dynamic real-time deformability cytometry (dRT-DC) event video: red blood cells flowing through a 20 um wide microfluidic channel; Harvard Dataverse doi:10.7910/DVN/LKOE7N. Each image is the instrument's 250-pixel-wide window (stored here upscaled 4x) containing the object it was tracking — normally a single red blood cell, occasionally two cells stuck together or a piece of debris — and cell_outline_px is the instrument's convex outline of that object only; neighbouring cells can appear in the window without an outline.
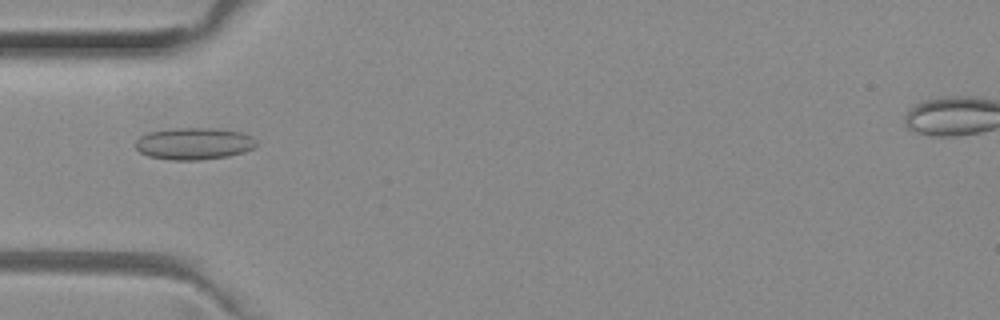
{"species": "common noctule bat (a hibernating species)", "species_latin": "Nyctalus noctula", "temperature_condition": "room temperature", "stored_images_in_passage": 51, "camera_frame_rate_fps": 3000, "um_per_image_px": 0.085, "animal": {"sex": "female", "body_mass_g": 29.2, "forearm_length_mm": 56.3}, "frame": {"image": 1, "passage_image": 16, "time_ms": 5.0, "image_size_px": [1000, 320], "cell_outline_px": [[256, 144], [252, 148], [244, 152], [228, 156], [200, 160], [172, 160], [148, 156], [140, 152], [136, 148], [136, 140], [140, 136], [148, 132], [176, 128], [212, 128], [244, 132], [252, 136], [256, 140]], "centroid_in_image_um": [16.49, 12.2], "position_along_channel_um": 68.5, "area_um2": 22.54}}
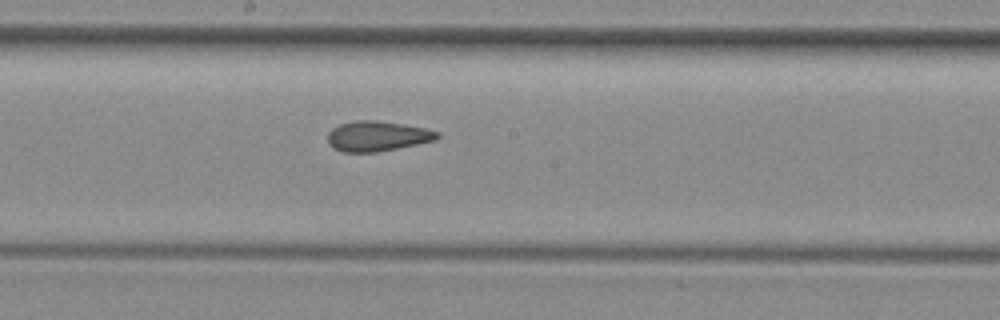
{"frame": {"image": 2, "passage_image": 27, "time_ms": 8.667, "image_size_px": [1000, 320], "cell_outline_px": [[440, 136], [436, 140], [376, 152], [344, 152], [328, 144], [328, 132], [332, 128], [340, 124], [356, 120], [376, 120], [404, 124], [424, 128], [440, 132]], "centroid_in_image_um": [32.07, 11.56], "position_along_channel_um": 216.1, "area_um2": 19.13}}
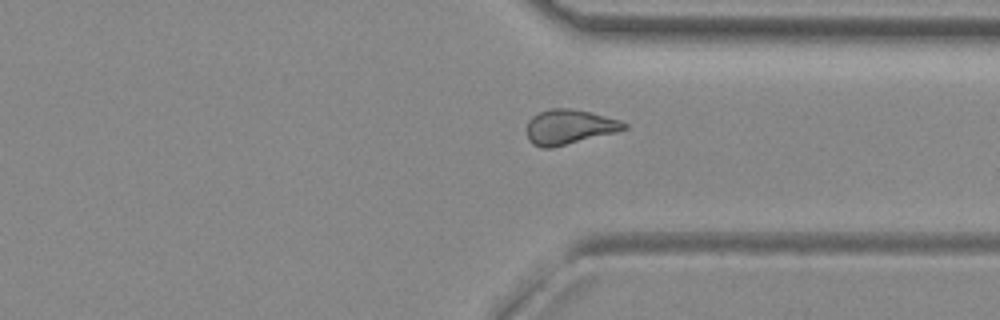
{"frame": {"image": 3, "passage_image": 38, "time_ms": 12.333, "image_size_px": [1000, 320], "cell_outline_px": [[628, 128], [616, 132], [552, 148], [540, 148], [532, 144], [528, 140], [528, 120], [532, 116], [548, 108], [568, 108], [588, 112], [620, 120], [628, 124]], "centroid_in_image_um": [48.37, 10.8], "position_along_channel_um": 363.0, "area_um2": 19.65}, "authors_computed_cell_mechanics": {"area_um2": 20.1144, "velocity_mm_per_s": 4.0129, "shape_relaxation_time_tau1_ms": null, "shape_relaxation_time_tau2_ms": 2.0368, "deformation_change_tau1": null, "deformation_change_tau2": 0.0807}}